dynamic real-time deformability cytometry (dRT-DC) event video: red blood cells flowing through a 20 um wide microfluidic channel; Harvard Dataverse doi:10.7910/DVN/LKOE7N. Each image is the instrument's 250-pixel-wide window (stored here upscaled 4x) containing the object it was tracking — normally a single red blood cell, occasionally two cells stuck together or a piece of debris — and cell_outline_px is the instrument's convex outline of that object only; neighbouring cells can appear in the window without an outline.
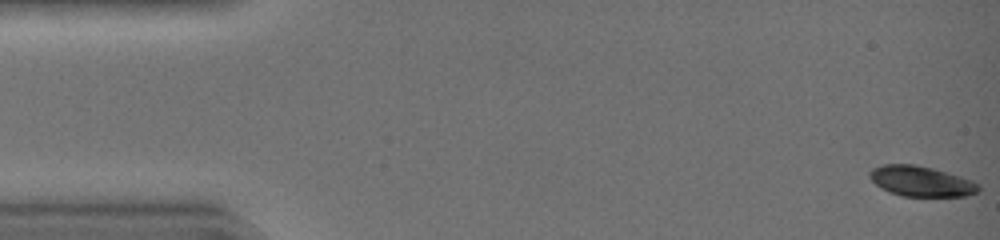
{"species": "common noctule bat (a hibernating species)", "species_latin": "Nyctalus noctula", "temperature_condition": "warm", "stored_images_in_passage": 44, "camera_frame_rate_fps": 3000, "um_per_image_px": 0.085, "animal": {"sex": "female", "body_mass_g": 19.0, "forearm_length_mm": 51.5}, "frame": {"image": 1, "passage_image": 1, "time_ms": 0.0, "image_size_px": [1000, 240], "cell_outline_px": [[980, 192], [964, 196], [904, 196], [888, 192], [880, 188], [868, 176], [868, 172], [872, 168], [880, 164], [916, 164], [932, 168], [960, 176], [972, 180], [980, 184]], "centroid_in_image_um": [78.28, 15.4], "position_along_channel_um": 6.7, "area_um2": 19.48}}
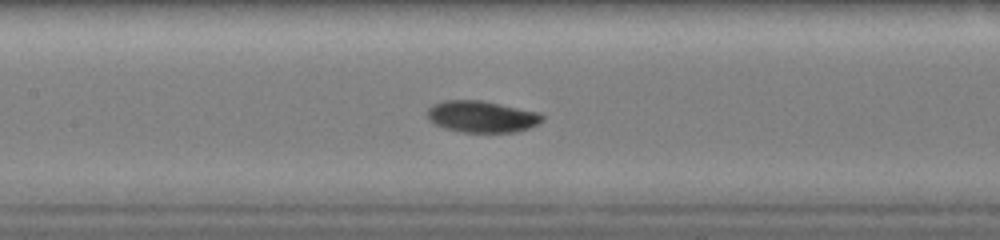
{"frame": {"image": 2, "passage_image": 21, "time_ms": 6.667, "image_size_px": [1000, 240], "cell_outline_px": [[544, 120], [540, 124], [516, 132], [460, 132], [444, 128], [436, 124], [428, 116], [428, 108], [432, 104], [444, 100], [480, 100], [540, 112], [544, 116]], "centroid_in_image_um": [41.0, 9.91], "position_along_channel_um": 166.4, "area_um2": 21.21}}
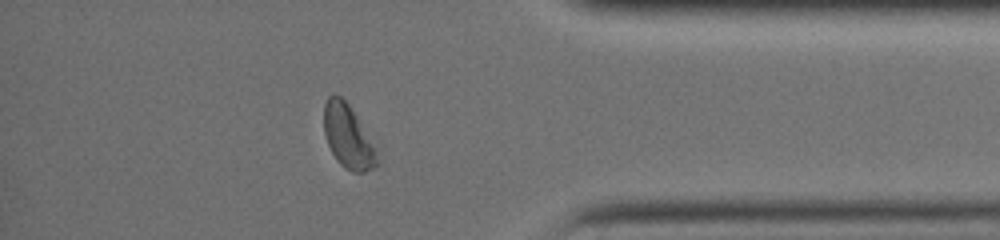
{"frame": {"image": 3, "passage_image": 38, "time_ms": 12.333, "image_size_px": [1000, 240], "cell_outline_px": [[380, 164], [364, 172], [352, 172], [344, 168], [336, 160], [328, 144], [324, 132], [324, 104], [328, 96], [332, 92], [340, 96], [348, 104], [372, 144], [380, 160]], "centroid_in_image_um": [29.55, 11.63], "position_along_channel_um": 405.7, "area_um2": 19.31}, "authors_computed_cell_mechanics": {"area_um2": 20.5768, "velocity_mm_per_s": 4.4248, "shape_relaxation_time_tau1_ms": 2.4712, "shape_relaxation_time_tau2_ms": 10.2132, "deformation_change_tau1": 0.1348, "deformation_change_tau2": 0.0914}}